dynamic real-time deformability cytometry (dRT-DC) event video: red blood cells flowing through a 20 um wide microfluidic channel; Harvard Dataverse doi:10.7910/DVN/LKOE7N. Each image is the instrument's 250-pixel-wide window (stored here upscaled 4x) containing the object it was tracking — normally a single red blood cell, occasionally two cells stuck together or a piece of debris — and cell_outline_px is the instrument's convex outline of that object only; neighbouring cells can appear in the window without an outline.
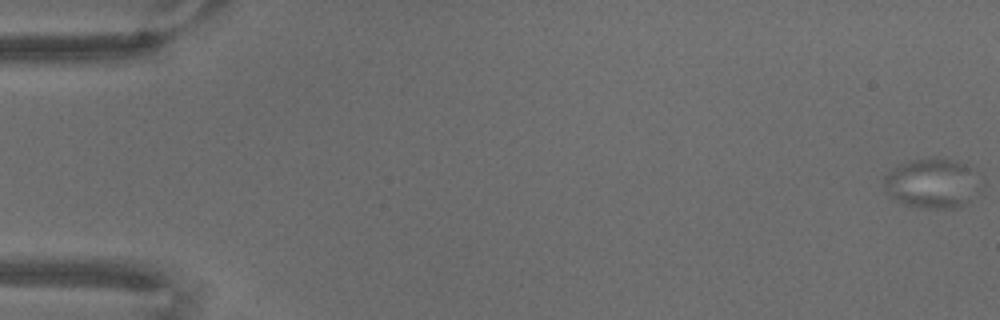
{"species": "common noctule bat (a hibernating species)", "species_latin": "Nyctalus noctula", "temperature_condition": "warm", "stored_images_in_passage": 71, "camera_frame_rate_fps": 3000, "um_per_image_px": 0.085, "animal": {"sex": "male", "body_mass_g": 18.8}, "frame": {"image": 1, "passage_image": 1, "time_ms": 0.0, "image_size_px": [1000, 320], "cell_outline_px": [[984, 196], [956, 208], [928, 208], [908, 204], [892, 196], [884, 188], [884, 176], [888, 172], [900, 164], [912, 160], [956, 160], [972, 168], [984, 180]], "centroid_in_image_um": [79.44, 15.61], "position_along_channel_um": 5.6, "area_um2": 28.38}}
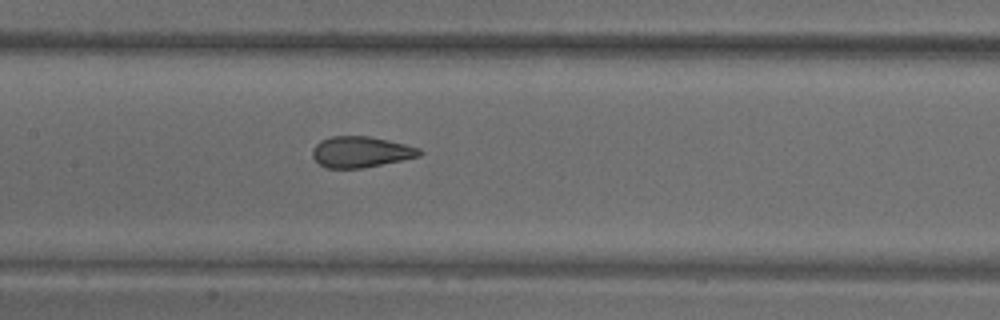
{"frame": {"image": 2, "passage_image": 35, "time_ms": 11.333, "image_size_px": [1000, 320], "cell_outline_px": [[424, 152], [420, 156], [404, 160], [364, 168], [328, 168], [320, 164], [312, 156], [312, 148], [320, 140], [332, 136], [368, 136], [388, 140], [420, 148]], "centroid_in_image_um": [30.69, 12.91], "position_along_channel_um": 176.7, "area_um2": 19.42}}
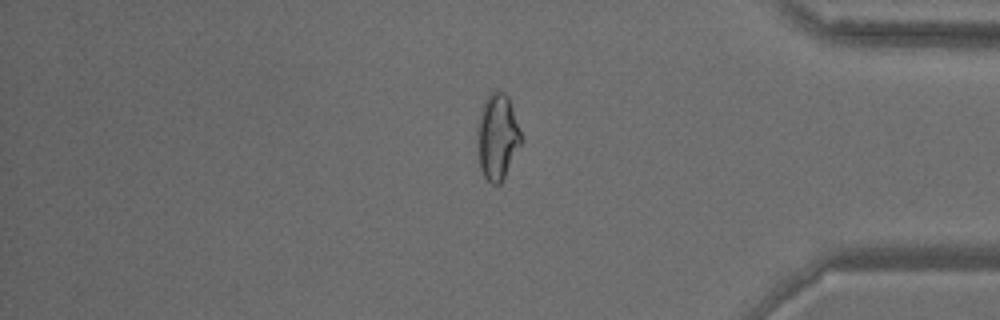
{"frame": {"image": 3, "passage_image": 60, "time_ms": 19.667, "image_size_px": [1000, 320], "cell_outline_px": [[524, 140], [500, 184], [492, 184], [484, 176], [480, 168], [476, 140], [476, 128], [484, 104], [488, 96], [496, 88], [504, 92], [508, 96]], "centroid_in_image_um": [42.29, 11.63], "position_along_channel_um": 392.9, "area_um2": 22.08}}